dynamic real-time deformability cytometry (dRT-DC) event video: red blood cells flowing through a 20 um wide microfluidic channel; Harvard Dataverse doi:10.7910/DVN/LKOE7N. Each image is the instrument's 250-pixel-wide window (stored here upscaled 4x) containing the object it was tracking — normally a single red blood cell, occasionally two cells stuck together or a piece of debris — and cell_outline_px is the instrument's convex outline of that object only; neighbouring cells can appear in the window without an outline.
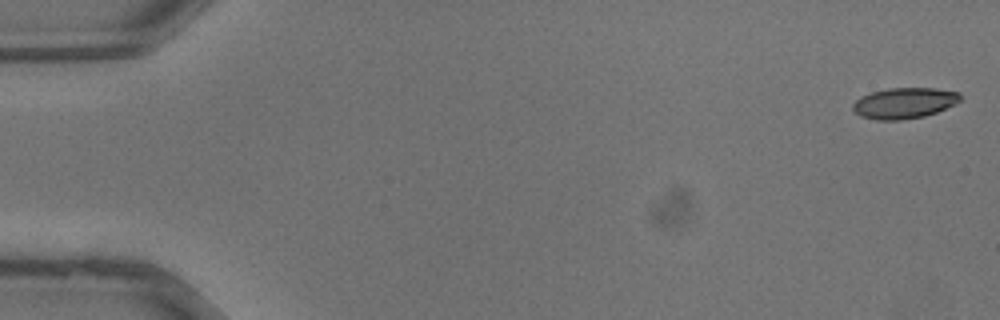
{"species": "common noctule bat (a hibernating species)", "species_latin": "Nyctalus noctula", "temperature_condition": "warm", "stored_images_in_passage": 37, "camera_frame_rate_fps": 3000, "um_per_image_px": 0.085, "animal": {"sex": "male", "body_mass_g": 13.3}, "frame": {"image": 1, "passage_image": 1, "time_ms": 0.0, "image_size_px": [1000, 320], "cell_outline_px": [[960, 100], [956, 104], [936, 112], [924, 116], [900, 120], [876, 120], [860, 116], [852, 108], [852, 104], [860, 96], [872, 92], [888, 88], [936, 88], [960, 92]], "centroid_in_image_um": [76.86, 8.76], "position_along_channel_um": 8.1, "area_um2": 19.36}}
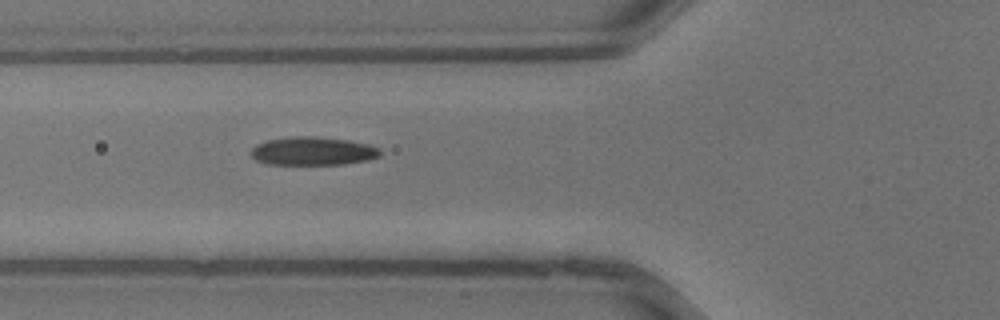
{"frame": {"image": 2, "passage_image": 14, "time_ms": 4.333, "image_size_px": [1000, 320], "cell_outline_px": [[380, 156], [368, 160], [344, 164], [268, 164], [256, 160], [248, 152], [256, 144], [268, 140], [288, 136], [316, 136], [348, 140], [368, 144], [380, 148]], "centroid_in_image_um": [26.57, 12.83], "position_along_channel_um": 99.2, "area_um2": 21.5}}
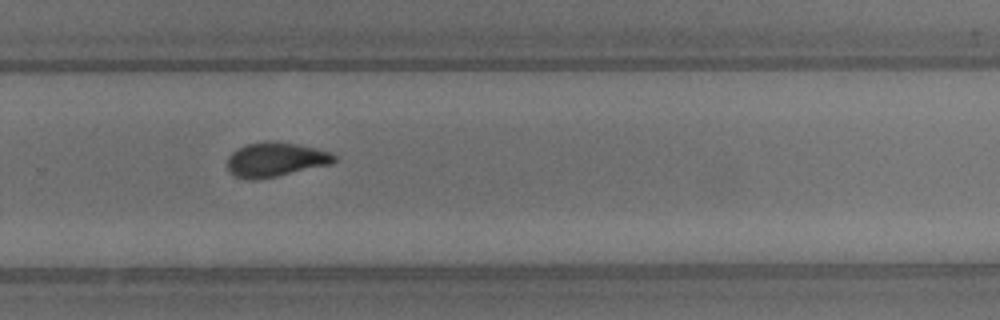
{"frame": {"image": 3, "passage_image": 25, "time_ms": 8.0, "image_size_px": [1000, 320], "cell_outline_px": [[336, 160], [332, 164], [276, 176], [256, 180], [248, 180], [236, 176], [228, 172], [228, 156], [232, 152], [248, 144], [268, 140], [296, 144], [332, 152], [336, 156]], "centroid_in_image_um": [23.42, 13.57], "position_along_channel_um": 306.4, "area_um2": 21.33}}